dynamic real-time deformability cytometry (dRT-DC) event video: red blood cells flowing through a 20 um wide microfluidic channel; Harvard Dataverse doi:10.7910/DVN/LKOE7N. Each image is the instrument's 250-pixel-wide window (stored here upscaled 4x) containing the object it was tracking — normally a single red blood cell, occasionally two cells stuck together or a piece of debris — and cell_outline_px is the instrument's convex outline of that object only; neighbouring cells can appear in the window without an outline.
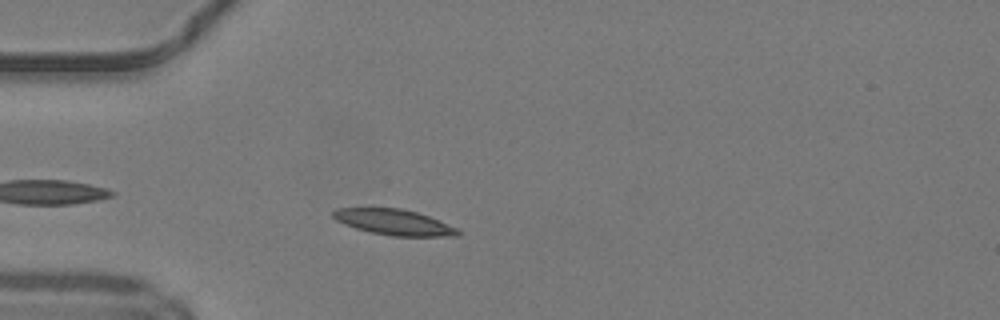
{"species": "common noctule bat (a hibernating species)", "species_latin": "Nyctalus noctula", "temperature_condition": "warm", "stored_images_in_passage": 34, "camera_frame_rate_fps": 3000, "um_per_image_px": 0.085, "animal": {"sex": "male", "body_mass_g": 19.2, "forearm_length_mm": 51.8}, "frame": {"image": 1, "passage_image": 4, "time_ms": 1.0, "image_size_px": [1000, 320], "cell_outline_px": [[460, 236], [392, 236], [372, 232], [356, 228], [344, 224], [336, 220], [332, 216], [332, 212], [336, 208], [400, 208], [416, 212], [428, 216], [456, 228], [460, 232]], "centroid_in_image_um": [33.46, 18.88], "position_along_channel_um": 51.5, "area_um2": 18.44}}
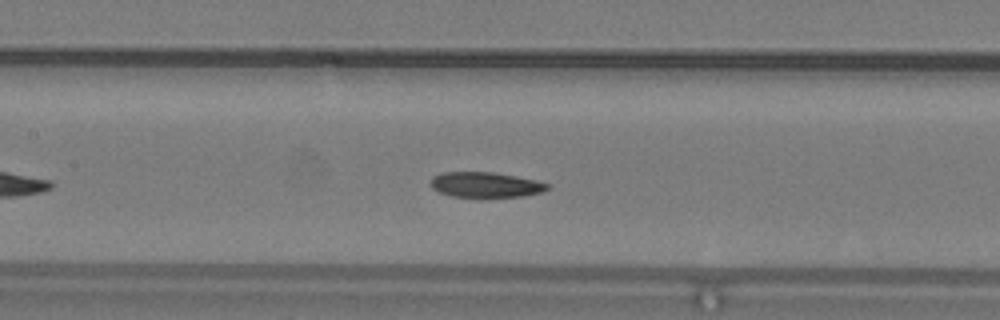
{"frame": {"image": 2, "passage_image": 13, "time_ms": 4.0, "image_size_px": [1000, 320], "cell_outline_px": [[548, 188], [540, 192], [520, 196], [452, 196], [440, 192], [432, 188], [432, 176], [440, 172], [492, 172], [516, 176], [536, 180], [548, 184]], "centroid_in_image_um": [41.23, 15.68], "position_along_channel_um": 166.2, "area_um2": 16.76}}
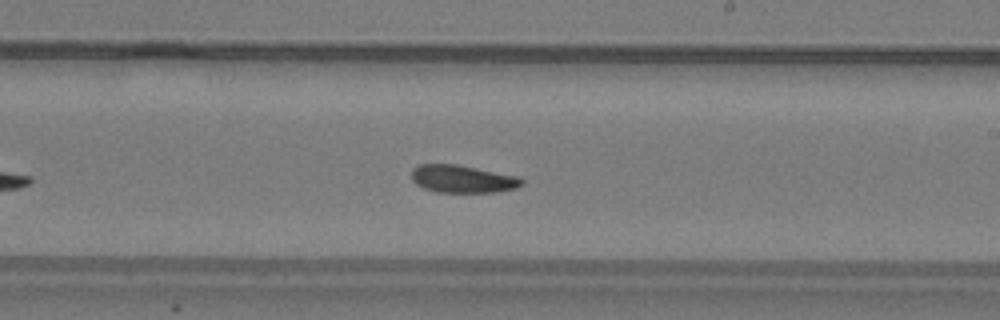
{"frame": {"image": 3, "passage_image": 19, "time_ms": 6.0, "image_size_px": [1000, 320], "cell_outline_px": [[524, 184], [516, 188], [496, 192], [436, 192], [424, 188], [416, 184], [412, 180], [412, 168], [420, 164], [456, 164], [520, 176], [524, 180]], "centroid_in_image_um": [39.35, 15.21], "position_along_channel_um": 249.7, "area_um2": 17.92}, "authors_computed_cell_mechanics": {"area_um2": 18.1781, "velocity_mm_per_s": 4.1891, "shape_relaxation_time_tau1_ms": null, "shape_relaxation_time_tau2_ms": 9.341, "deformation_change_tau1": null, "deformation_change_tau2": 0.1485}}